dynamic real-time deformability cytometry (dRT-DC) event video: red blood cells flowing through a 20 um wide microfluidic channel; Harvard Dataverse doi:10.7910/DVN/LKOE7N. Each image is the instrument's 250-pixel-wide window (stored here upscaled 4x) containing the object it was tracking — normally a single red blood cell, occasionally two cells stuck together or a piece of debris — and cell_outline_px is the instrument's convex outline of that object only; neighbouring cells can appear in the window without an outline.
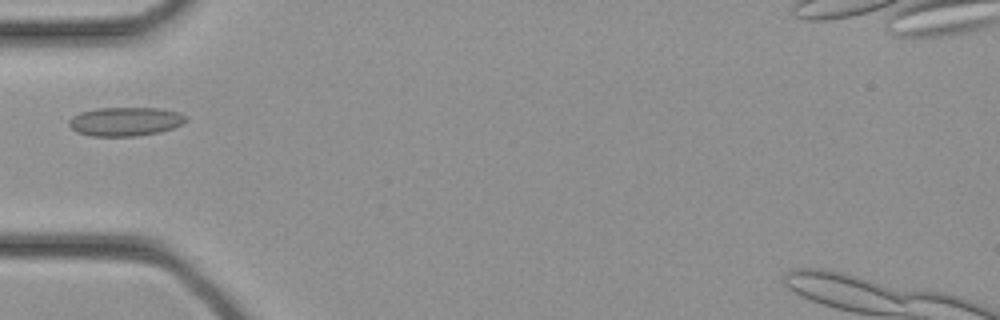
{"species": "common noctule bat (a hibernating species)", "species_latin": "Nyctalus noctula", "temperature_condition": "cold", "stored_images_in_passage": 35, "camera_frame_rate_fps": 3000, "um_per_image_px": 0.085, "animal": {"sex": "female", "body_mass_g": 21.9}, "frame": {"image": 1, "passage_image": 11, "time_ms": 3.333, "image_size_px": [1000, 320], "cell_outline_px": [[188, 120], [184, 124], [160, 132], [136, 136], [92, 136], [76, 132], [68, 124], [68, 120], [72, 116], [80, 112], [96, 108], [160, 108], [180, 112], [188, 116]], "centroid_in_image_um": [10.68, 10.32], "position_along_channel_um": 74.3, "area_um2": 19.94}}
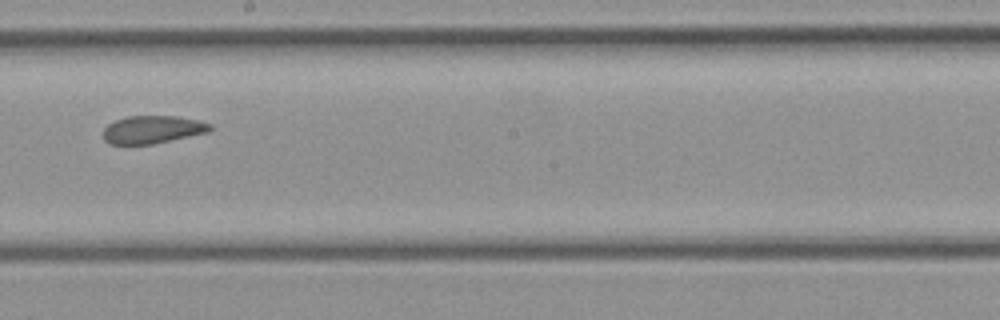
{"frame": {"image": 2, "passage_image": 19, "time_ms": 6.0, "image_size_px": [1000, 320], "cell_outline_px": [[212, 128], [208, 132], [152, 144], [108, 144], [104, 140], [104, 128], [108, 124], [116, 120], [128, 116], [176, 116], [196, 120], [212, 124]], "centroid_in_image_um": [12.95, 11.01], "position_along_channel_um": 235.3, "area_um2": 17.17}}
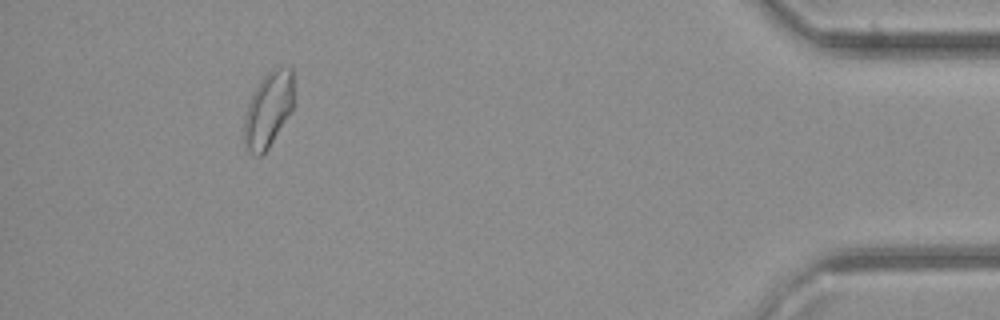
{"frame": {"image": 3, "passage_image": 31, "time_ms": 10.0, "image_size_px": [1000, 320], "cell_outline_px": [[292, 108], [268, 148], [260, 156], [256, 156], [248, 152], [244, 148], [244, 116], [248, 104], [260, 80], [272, 68], [292, 68]], "centroid_in_image_um": [22.76, 9.35], "position_along_channel_um": 412.4, "area_um2": 21.33}}